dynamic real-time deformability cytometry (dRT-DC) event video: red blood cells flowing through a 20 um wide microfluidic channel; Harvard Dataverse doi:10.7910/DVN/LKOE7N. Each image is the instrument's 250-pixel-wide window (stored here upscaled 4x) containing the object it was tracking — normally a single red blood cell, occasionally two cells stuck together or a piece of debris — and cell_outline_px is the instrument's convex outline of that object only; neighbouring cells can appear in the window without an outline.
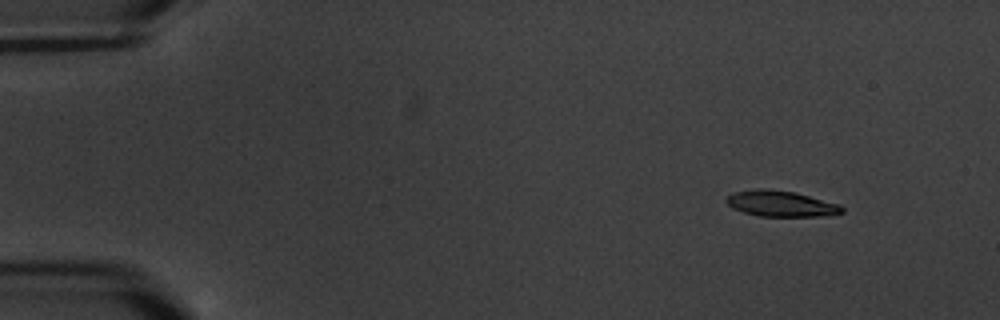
{"species": "common noctule bat (a hibernating species)", "species_latin": "Nyctalus noctula", "temperature_condition": "warm", "stored_images_in_passage": 16, "camera_frame_rate_fps": 3000, "um_per_image_px": 0.085, "animal": {"sex": "male", "body_mass_g": 20.1, "forearm_length_mm": 53.5}, "frame": {"image": 1, "passage_image": 2, "time_ms": 1.0, "image_size_px": [1000, 320], "cell_outline_px": [[844, 212], [820, 216], [760, 216], [744, 212], [732, 208], [724, 200], [732, 192], [756, 188], [768, 188], [796, 192], [840, 204], [844, 208]], "centroid_in_image_um": [66.36, 17.29], "position_along_channel_um": 18.6, "area_um2": 17.57}}
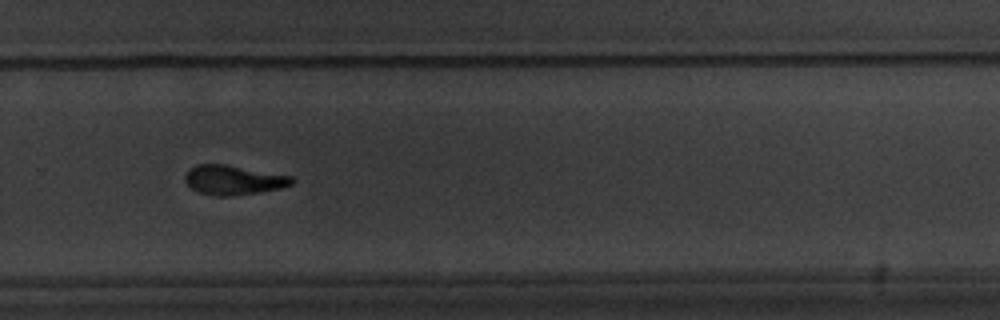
{"frame": {"image": 2, "passage_image": 12, "time_ms": 12.667, "image_size_px": [1000, 320], "cell_outline_px": [[296, 180], [292, 184], [280, 188], [256, 192], [228, 196], [216, 196], [196, 192], [184, 180], [184, 176], [188, 168], [196, 164], [224, 164], [292, 176]], "centroid_in_image_um": [19.8, 15.29], "position_along_channel_um": 310.0, "area_um2": 18.32}}
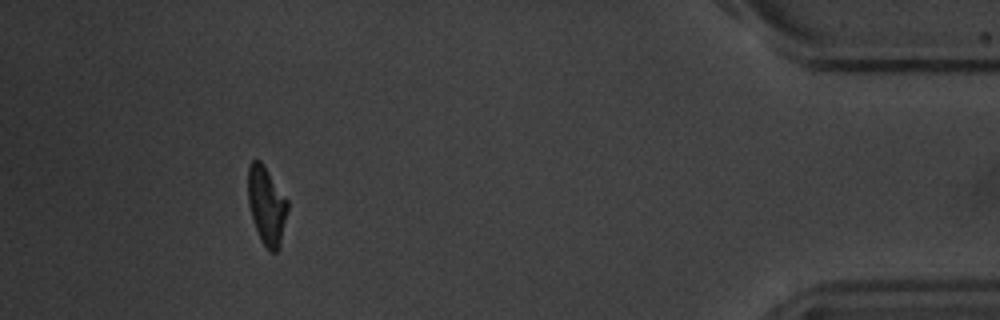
{"frame": {"image": 3, "passage_image": 15, "time_ms": 17.333, "image_size_px": [1000, 320], "cell_outline_px": [[288, 208], [280, 244], [276, 252], [272, 252], [260, 240], [248, 204], [248, 164], [252, 160], [260, 160], [264, 164], [288, 200]], "centroid_in_image_um": [22.65, 17.42], "position_along_channel_um": 412.5, "area_um2": 17.92}, "authors_computed_cell_mechanics": {"area_um2": 18.3226, "velocity_mm_per_s": 3.3883, "shape_relaxation_time_tau1_ms": 2.812, "shape_relaxation_time_tau2_ms": 2.7129, "deformation_change_tau1": 0.1179, "deformation_change_tau2": 0.0945}}